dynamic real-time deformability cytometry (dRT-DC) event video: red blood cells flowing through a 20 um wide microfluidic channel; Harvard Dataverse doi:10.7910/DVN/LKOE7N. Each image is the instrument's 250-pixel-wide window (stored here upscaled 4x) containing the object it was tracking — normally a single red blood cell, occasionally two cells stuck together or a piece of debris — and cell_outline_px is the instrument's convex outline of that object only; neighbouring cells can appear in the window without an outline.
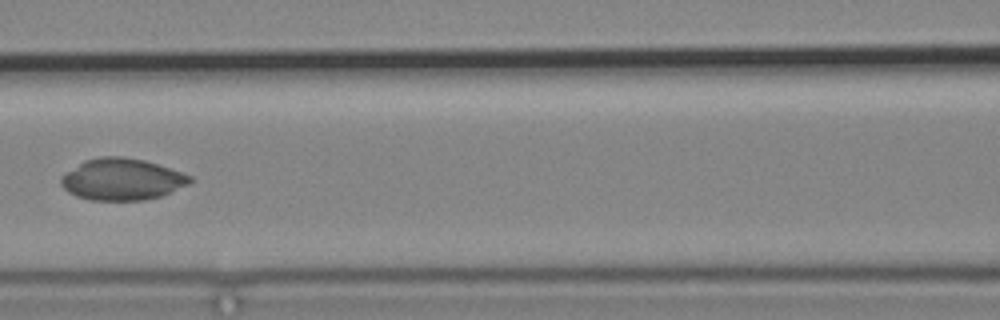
{"species": "common noctule bat (a hibernating species)", "species_latin": "Nyctalus noctula", "temperature_condition": "cold", "stored_images_in_passage": 7, "camera_frame_rate_fps": 3000, "um_per_image_px": 0.085, "animal": {"sex": "male", "body_mass_g": 19.2, "forearm_length_mm": 51.8}, "frame": {"image": 1, "passage_image": 4, "time_ms": 3.667, "image_size_px": [1000, 320], "cell_outline_px": [[192, 180], [188, 184], [160, 196], [144, 200], [92, 200], [76, 196], [68, 192], [60, 184], [60, 176], [64, 172], [84, 160], [100, 156], [120, 156], [144, 160], [192, 176]], "centroid_in_image_um": [10.3, 15.23], "position_along_channel_um": 156.3, "area_um2": 31.21}}
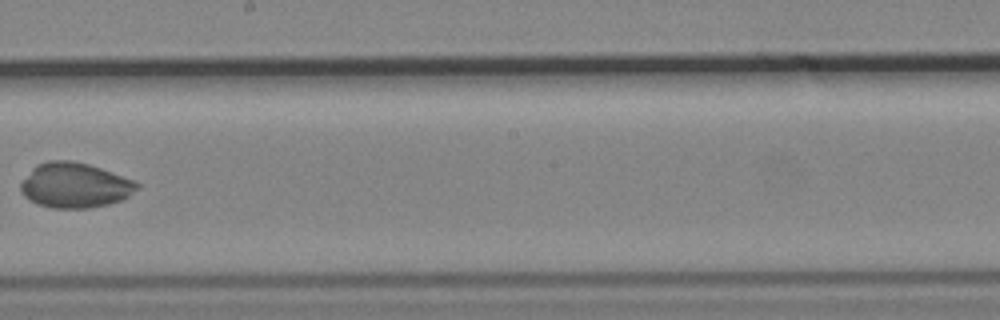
{"frame": {"image": 2, "passage_image": 6, "time_ms": 6.0, "image_size_px": [1000, 320], "cell_outline_px": [[140, 188], [128, 196], [120, 200], [108, 204], [88, 208], [52, 208], [36, 204], [24, 196], [20, 192], [20, 184], [32, 168], [36, 164], [48, 160], [72, 160], [88, 164], [136, 180], [140, 184]], "centroid_in_image_um": [6.36, 15.74], "position_along_channel_um": 241.8, "area_um2": 30.75}}
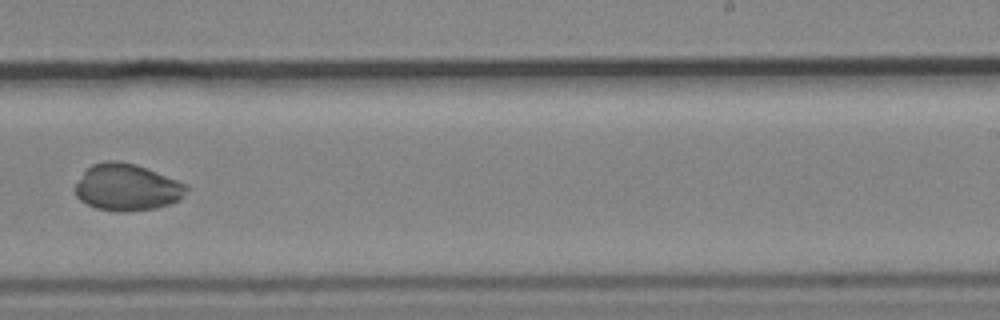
{"frame": {"image": 3, "passage_image": 7, "time_ms": 7.0, "image_size_px": [1000, 320], "cell_outline_px": [[188, 188], [180, 200], [156, 208], [128, 212], [116, 212], [96, 208], [80, 200], [76, 196], [76, 184], [84, 172], [92, 164], [104, 160], [116, 160], [136, 164], [188, 184]], "centroid_in_image_um": [10.8, 15.92], "position_along_channel_um": 278.2, "area_um2": 30.4}}